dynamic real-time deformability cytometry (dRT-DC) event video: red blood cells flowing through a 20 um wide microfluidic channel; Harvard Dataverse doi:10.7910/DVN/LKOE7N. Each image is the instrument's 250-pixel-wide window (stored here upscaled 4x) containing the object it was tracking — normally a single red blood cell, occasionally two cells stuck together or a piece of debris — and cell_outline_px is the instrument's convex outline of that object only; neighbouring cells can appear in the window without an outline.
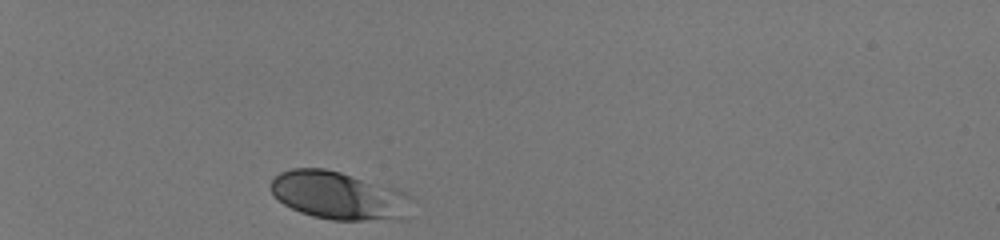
{"species": "human", "species_latin": "Homo sapiens", "temperature_condition": "room temperature", "stored_images_in_passage": 31, "camera_frame_rate_fps": 3000, "um_per_image_px": 0.085, "donor": {"sex": "male"}, "frame": {"image": 1, "passage_image": 1, "time_ms": 0.0, "image_size_px": [1000, 240], "cell_outline_px": [[416, 200], [408, 220], [332, 220], [312, 216], [300, 212], [284, 204], [268, 188], [272, 180], [280, 172], [292, 168], [324, 168], [340, 172], [392, 188], [404, 192], [412, 196]], "centroid_in_image_um": [28.89, 16.65], "position_along_channel_um": 56.1, "area_um2": 39.94}}
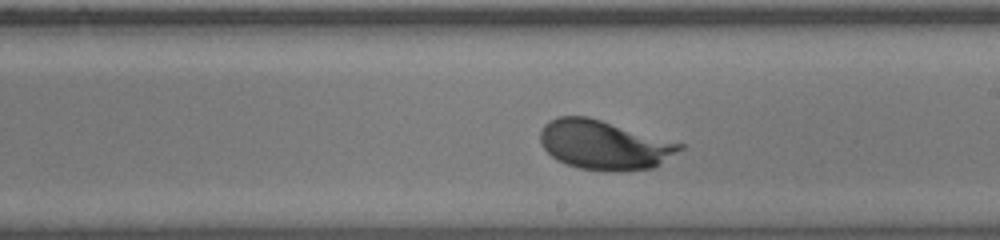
{"frame": {"image": 2, "passage_image": 18, "time_ms": 5.667, "image_size_px": [1000, 240], "cell_outline_px": [[684, 148], [652, 168], [616, 172], [608, 172], [580, 168], [556, 160], [544, 148], [540, 140], [540, 132], [544, 124], [548, 120], [556, 116], [588, 116], [684, 144]], "centroid_in_image_um": [51.33, 12.31], "position_along_channel_um": 237.7, "area_um2": 40.0}}
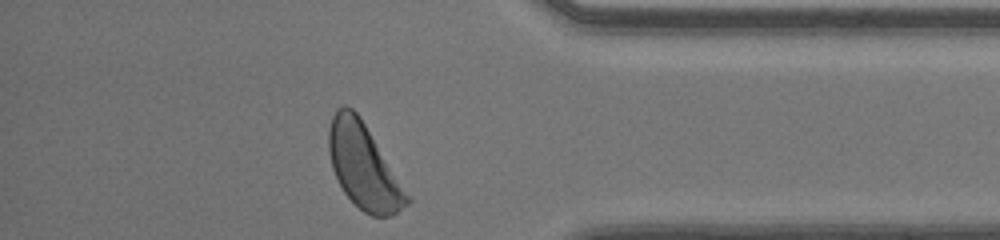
{"frame": {"image": 3, "passage_image": 31, "time_ms": 10.0, "image_size_px": [1000, 240], "cell_outline_px": [[412, 200], [408, 204], [392, 216], [372, 216], [364, 212], [344, 192], [332, 168], [328, 152], [328, 128], [332, 116], [336, 108], [344, 104], [352, 108], [360, 116], [412, 196]], "centroid_in_image_um": [30.94, 14.12], "position_along_channel_um": 404.3, "area_um2": 39.02}, "authors_computed_cell_mechanics": {"area_um2": 38.8416, "velocity_mm_per_s": 4.0477, "shape_relaxation_time_tau1_ms": 2.2629, "shape_relaxation_time_tau2_ms": null, "deformation_change_tau1": 0.1195, "deformation_change_tau2": null}}